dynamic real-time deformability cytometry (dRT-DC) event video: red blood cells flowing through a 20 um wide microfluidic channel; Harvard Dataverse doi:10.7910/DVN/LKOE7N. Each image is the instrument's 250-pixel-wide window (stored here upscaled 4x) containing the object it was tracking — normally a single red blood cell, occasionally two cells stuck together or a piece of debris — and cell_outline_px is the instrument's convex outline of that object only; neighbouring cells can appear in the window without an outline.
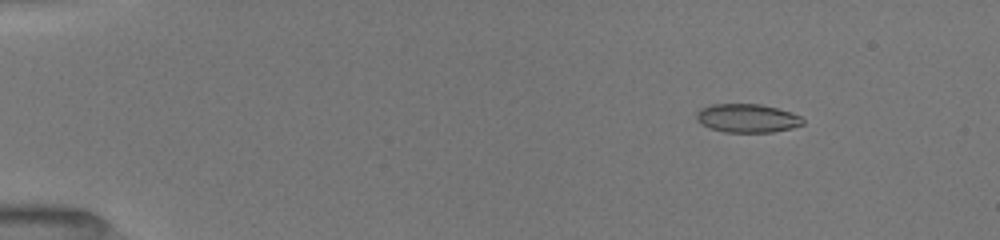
{"species": "common noctule bat (a hibernating species)", "species_latin": "Nyctalus noctula", "temperature_condition": "room temperature", "stored_images_in_passage": 21, "camera_frame_rate_fps": 3000, "um_per_image_px": 0.085, "animal": {"sex": "female", "body_mass_g": 19.5, "forearm_length_mm": 54.1}, "frame": {"image": 1, "passage_image": 3, "time_ms": 2.0, "image_size_px": [1000, 240], "cell_outline_px": [[804, 124], [792, 128], [772, 132], [724, 132], [708, 128], [700, 124], [696, 120], [696, 112], [700, 108], [712, 104], [760, 104], [792, 112], [800, 116], [804, 120]], "centroid_in_image_um": [63.49, 10.05], "position_along_channel_um": 21.5, "area_um2": 17.92}}
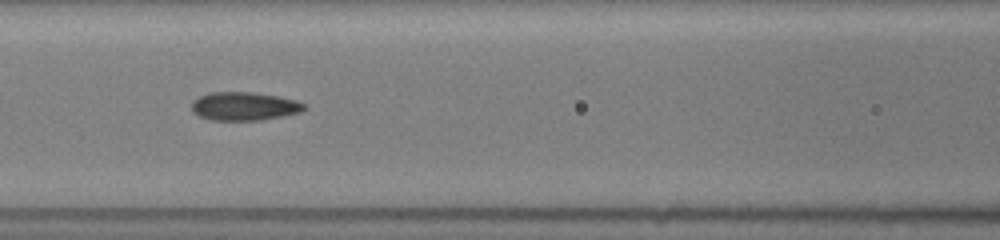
{"frame": {"image": 2, "passage_image": 9, "time_ms": 7.667, "image_size_px": [1000, 240], "cell_outline_px": [[308, 108], [300, 112], [260, 120], [212, 120], [200, 116], [192, 112], [192, 100], [200, 96], [212, 92], [252, 92], [276, 96], [296, 100], [304, 104]], "centroid_in_image_um": [20.74, 9.03], "position_along_channel_um": 145.9, "area_um2": 18.5}}
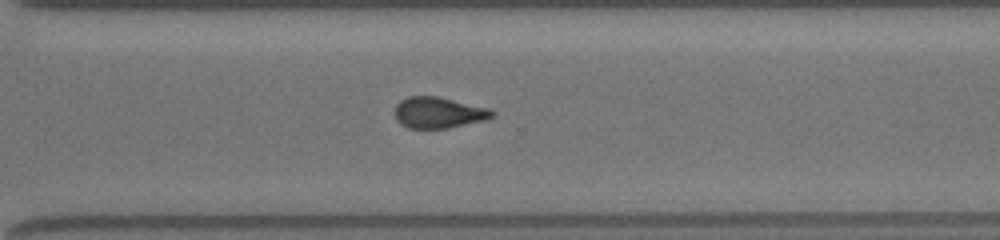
{"frame": {"image": 3, "passage_image": 21, "time_ms": 12.333, "image_size_px": [1000, 240], "cell_outline_px": [[496, 112], [488, 120], [448, 128], [408, 128], [400, 124], [396, 120], [396, 104], [400, 100], [408, 96], [440, 96], [488, 108]], "centroid_in_image_um": [37.29, 9.57], "position_along_channel_um": 333.3, "area_um2": 17.8}}